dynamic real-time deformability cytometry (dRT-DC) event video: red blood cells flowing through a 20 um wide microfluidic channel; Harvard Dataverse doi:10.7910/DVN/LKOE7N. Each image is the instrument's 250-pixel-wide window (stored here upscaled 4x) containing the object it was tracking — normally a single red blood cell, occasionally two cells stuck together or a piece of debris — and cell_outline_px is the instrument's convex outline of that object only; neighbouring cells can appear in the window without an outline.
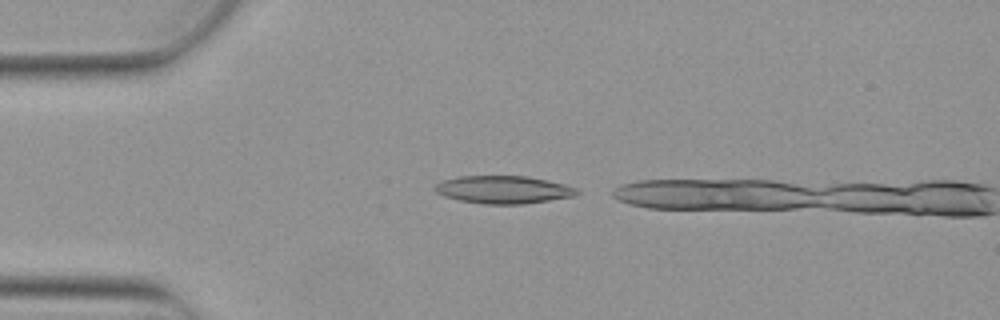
{"species": "Egyptian fruit bat (a non-hibernating species)", "species_latin": "Rousettus aegyptiacus", "temperature_condition": "warm", "stored_images_in_passage": 6, "camera_frame_rate_fps": 3000, "um_per_image_px": 0.085, "animal": {"sex": "female"}, "frame": {"image": 1, "passage_image": 1, "time_ms": 0.0, "image_size_px": [1000, 320], "cell_outline_px": [[580, 192], [576, 196], [524, 204], [484, 204], [460, 200], [444, 196], [436, 192], [432, 188], [440, 180], [460, 176], [528, 176], [548, 180], [564, 184], [576, 188]], "centroid_in_image_um": [42.78, 16.11], "position_along_channel_um": 42.2, "area_um2": 23.12}}
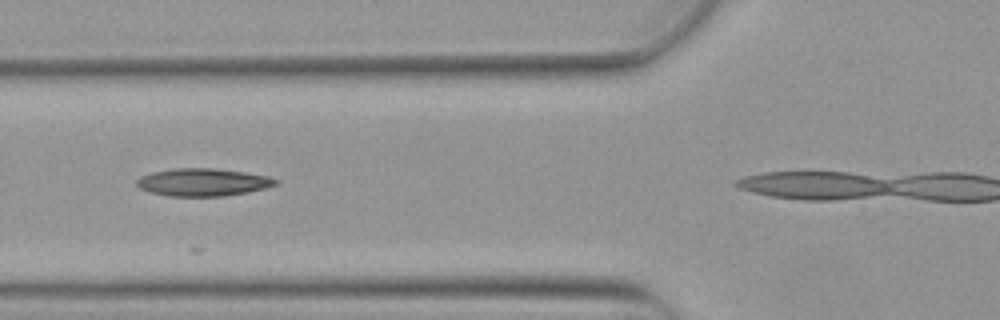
{"frame": {"image": 2, "passage_image": 3, "time_ms": 0.667, "image_size_px": [1000, 320], "cell_outline_px": [[280, 184], [248, 192], [224, 196], [168, 196], [148, 192], [140, 188], [136, 184], [136, 180], [140, 176], [152, 172], [172, 168], [216, 168], [244, 172], [268, 176], [280, 180]], "centroid_in_image_um": [17.25, 15.48], "position_along_channel_um": 108.5, "area_um2": 22.6}}
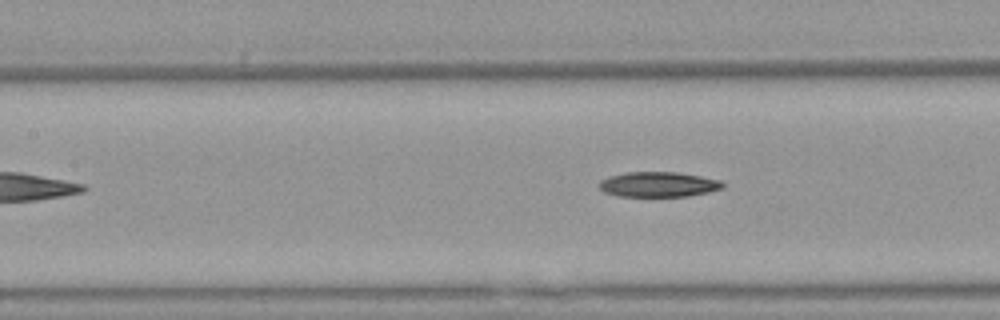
{"frame": {"image": 3, "passage_image": 6, "time_ms": 1.667, "image_size_px": [1000, 320], "cell_outline_px": [[724, 188], [708, 192], [688, 196], [620, 196], [604, 192], [600, 188], [600, 180], [608, 176], [624, 172], [680, 172], [720, 180], [724, 184]], "centroid_in_image_um": [55.97, 15.66], "position_along_channel_um": 151.4, "area_um2": 18.09}}